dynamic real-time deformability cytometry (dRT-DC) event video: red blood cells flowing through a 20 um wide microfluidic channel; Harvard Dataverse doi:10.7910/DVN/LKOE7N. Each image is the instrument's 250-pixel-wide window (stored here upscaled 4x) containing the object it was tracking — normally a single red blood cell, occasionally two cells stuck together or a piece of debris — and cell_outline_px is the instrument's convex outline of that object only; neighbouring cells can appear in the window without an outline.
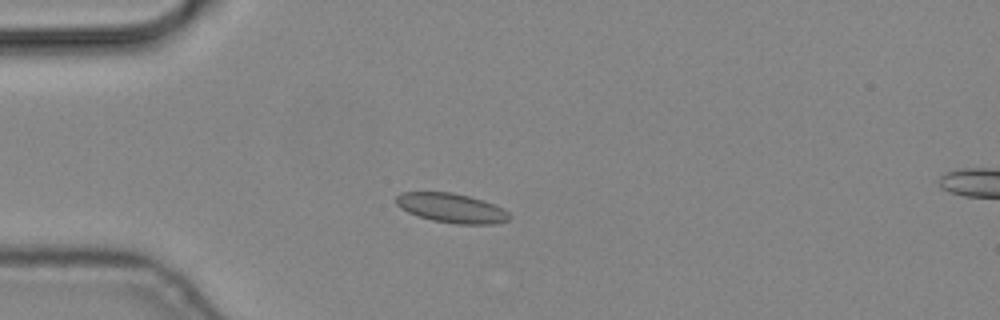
{"species": "common noctule bat (a hibernating species)", "species_latin": "Nyctalus noctula", "temperature_condition": "cold", "stored_images_in_passage": 5, "camera_frame_rate_fps": 3000, "um_per_image_px": 0.085, "animal": {"sex": "male", "body_mass_g": 19.2, "forearm_length_mm": 51.8}, "frame": {"image": 1, "passage_image": 4, "time_ms": 1.0, "image_size_px": [1000, 320], "cell_outline_px": [[512, 216], [508, 220], [492, 224], [456, 224], [432, 220], [408, 212], [400, 208], [396, 204], [396, 196], [400, 192], [452, 192], [484, 200], [508, 212]], "centroid_in_image_um": [38.36, 17.68], "position_along_channel_um": 46.6, "area_um2": 19.31}}